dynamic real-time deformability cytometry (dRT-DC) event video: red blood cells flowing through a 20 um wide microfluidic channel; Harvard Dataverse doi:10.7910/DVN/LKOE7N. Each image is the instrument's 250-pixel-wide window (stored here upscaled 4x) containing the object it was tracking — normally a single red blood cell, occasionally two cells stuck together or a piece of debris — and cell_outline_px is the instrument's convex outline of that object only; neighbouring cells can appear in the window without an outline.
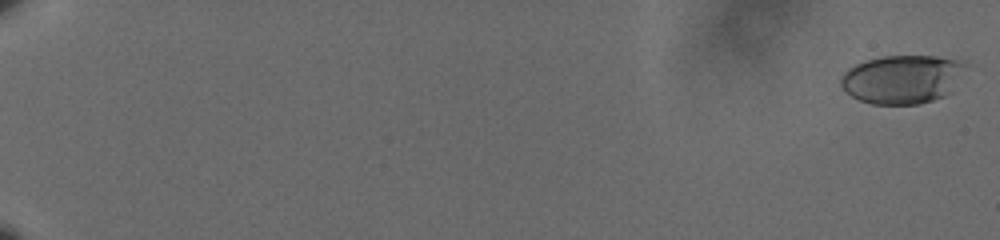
{"species": "human", "species_latin": "Homo sapiens", "temperature_condition": "cold", "stored_images_in_passage": 63, "camera_frame_rate_fps": 3000, "um_per_image_px": 0.085, "donor": {"sex": "male"}, "frame": {"image": 1, "passage_image": 2, "time_ms": 0.333, "image_size_px": [1000, 240], "cell_outline_px": [[964, 64], [952, 92], [944, 96], [920, 104], [872, 104], [860, 100], [852, 96], [840, 84], [840, 76], [848, 68], [856, 64], [868, 60], [884, 56], [936, 56], [956, 60]], "centroid_in_image_um": [76.64, 6.74], "position_along_channel_um": 8.4, "area_um2": 34.85}}
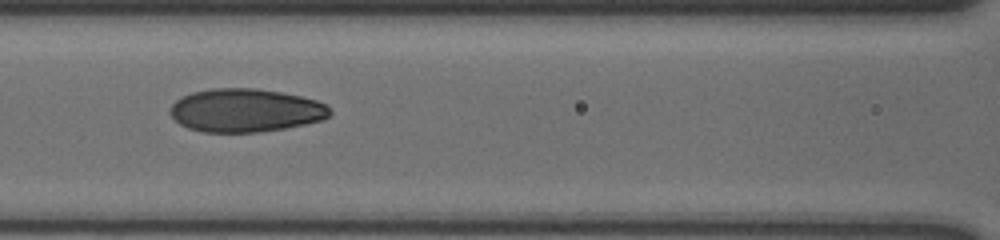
{"frame": {"image": 2, "passage_image": 33, "time_ms": 10.667, "image_size_px": [1000, 240], "cell_outline_px": [[332, 112], [328, 116], [320, 120], [304, 124], [284, 128], [260, 132], [204, 132], [188, 128], [180, 124], [168, 112], [172, 104], [180, 96], [192, 92], [212, 88], [256, 88], [280, 92], [300, 96], [316, 100], [324, 104]], "centroid_in_image_um": [20.82, 9.37], "position_along_channel_um": 145.8, "area_um2": 40.23}}
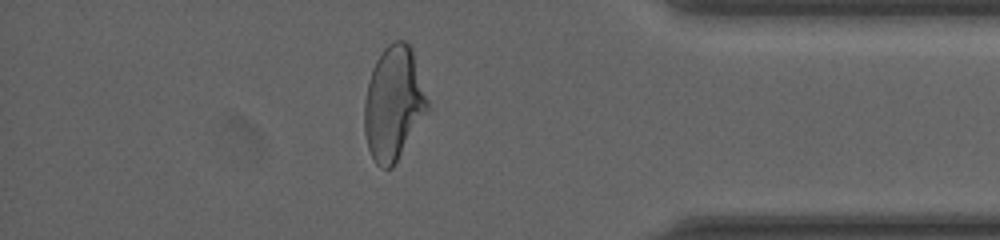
{"frame": {"image": 3, "passage_image": 56, "time_ms": 18.333, "image_size_px": [1000, 240], "cell_outline_px": [[428, 108], [392, 168], [380, 168], [376, 164], [368, 148], [364, 132], [364, 100], [372, 68], [376, 60], [384, 48], [388, 44], [396, 40], [404, 40], [412, 48], [428, 100]], "centroid_in_image_um": [33.42, 8.76], "position_along_channel_um": 401.8, "area_um2": 41.33}, "authors_computed_cell_mechanics": {"area_um2": 39.3618, "velocity_mm_per_s": 3.597, "shape_relaxation_time_tau1_ms": 6.2137, "shape_relaxation_time_tau2_ms": 1.2917, "deformation_change_tau1": 0.1959, "deformation_change_tau2": 0.0632}}